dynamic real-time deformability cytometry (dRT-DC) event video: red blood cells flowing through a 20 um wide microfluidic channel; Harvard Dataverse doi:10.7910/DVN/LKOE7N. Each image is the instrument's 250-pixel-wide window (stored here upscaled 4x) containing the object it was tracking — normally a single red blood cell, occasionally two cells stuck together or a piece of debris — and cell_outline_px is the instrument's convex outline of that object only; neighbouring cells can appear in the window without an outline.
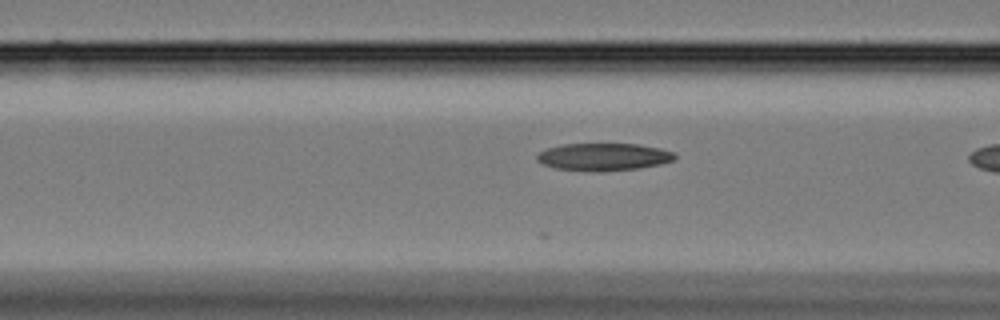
{"species": "Egyptian fruit bat (a non-hibernating species)", "species_latin": "Rousettus aegyptiacus", "temperature_condition": "cold", "stored_images_in_passage": 7, "camera_frame_rate_fps": 3000, "um_per_image_px": 0.085, "animal": {"sex": "female"}, "frame": {"image": 1, "passage_image": 5, "time_ms": 1.333, "image_size_px": [1000, 320], "cell_outline_px": [[676, 156], [672, 160], [660, 164], [636, 168], [604, 172], [596, 172], [556, 168], [544, 164], [536, 160], [536, 156], [540, 152], [548, 148], [564, 144], [640, 144], [660, 148], [672, 152]], "centroid_in_image_um": [51.29, 13.33], "position_along_channel_um": 115.3, "area_um2": 21.91}}